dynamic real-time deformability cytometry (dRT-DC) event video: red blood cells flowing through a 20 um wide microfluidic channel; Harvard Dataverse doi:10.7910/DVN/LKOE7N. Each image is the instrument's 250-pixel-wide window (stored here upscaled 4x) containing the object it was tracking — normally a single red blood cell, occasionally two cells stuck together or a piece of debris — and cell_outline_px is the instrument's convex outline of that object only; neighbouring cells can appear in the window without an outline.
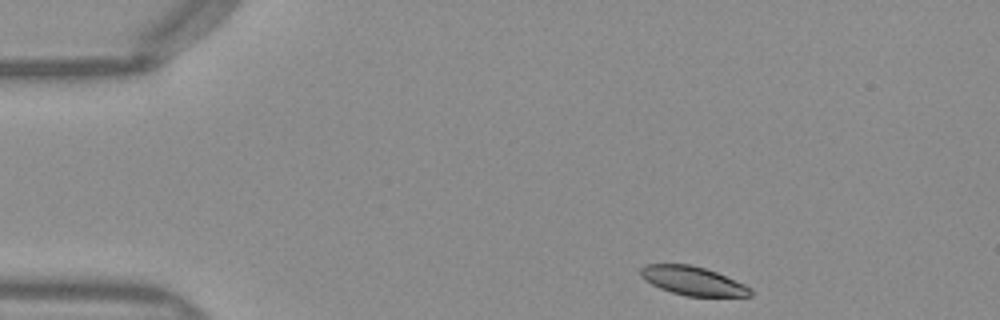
{"species": "Egyptian fruit bat (a non-hibernating species)", "species_latin": "Rousettus aegyptiacus", "temperature_condition": "warm", "stored_images_in_passage": 44, "camera_frame_rate_fps": 3000, "um_per_image_px": 0.085, "frame": {"image": 1, "passage_image": 1, "time_ms": 0.0, "image_size_px": [1000, 320], "cell_outline_px": [[752, 296], [684, 296], [660, 288], [644, 280], [640, 276], [640, 268], [644, 264], [688, 264], [704, 268], [716, 272], [744, 284], [752, 288]], "centroid_in_image_um": [58.87, 23.87], "position_along_channel_um": 26.1, "area_um2": 18.38}}
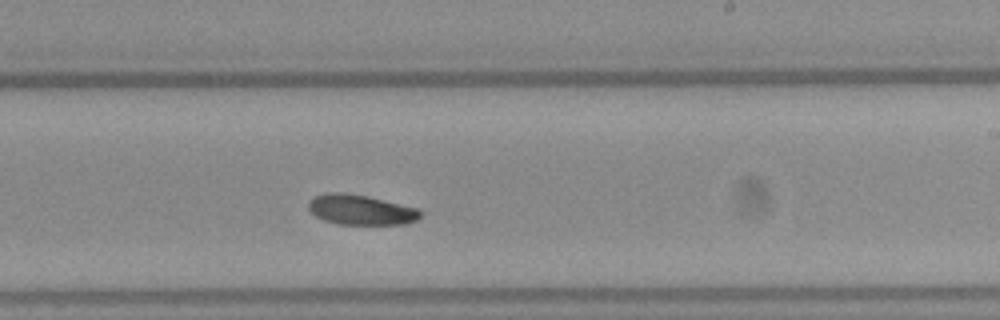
{"frame": {"image": 2, "passage_image": 24, "time_ms": 7.667, "image_size_px": [1000, 320], "cell_outline_px": [[424, 216], [420, 220], [404, 224], [336, 224], [324, 220], [316, 216], [308, 208], [308, 204], [316, 196], [328, 192], [340, 192], [368, 196], [416, 208]], "centroid_in_image_um": [30.7, 17.84], "position_along_channel_um": 258.3, "area_um2": 19.54}}
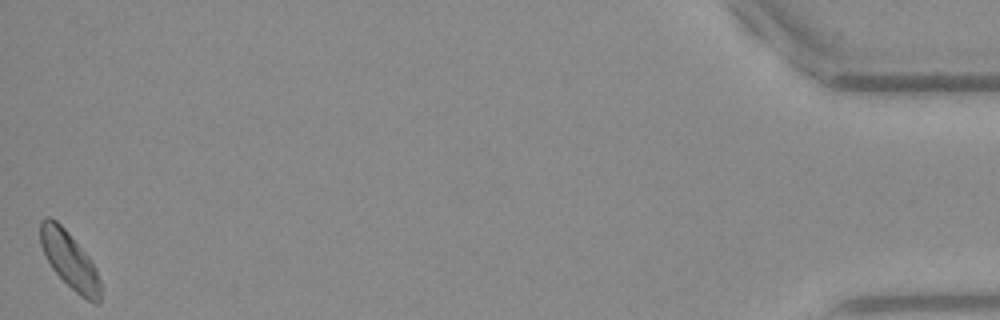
{"frame": {"image": 3, "passage_image": 44, "time_ms": 14.333, "image_size_px": [1000, 320], "cell_outline_px": [[100, 304], [92, 304], [80, 296], [52, 268], [44, 256], [40, 244], [40, 220], [44, 216], [48, 216], [56, 220], [64, 228], [92, 260], [96, 268], [100, 280]], "centroid_in_image_um": [5.91, 22.11], "position_along_channel_um": 429.3, "area_um2": 20.0}, "authors_computed_cell_mechanics": {"area_um2": 19.9121, "velocity_mm_per_s": 3.9613, "shape_relaxation_time_tau1_ms": 4.5719, "shape_relaxation_time_tau2_ms": null, "deformation_change_tau1": 0.0827, "deformation_change_tau2": null}}